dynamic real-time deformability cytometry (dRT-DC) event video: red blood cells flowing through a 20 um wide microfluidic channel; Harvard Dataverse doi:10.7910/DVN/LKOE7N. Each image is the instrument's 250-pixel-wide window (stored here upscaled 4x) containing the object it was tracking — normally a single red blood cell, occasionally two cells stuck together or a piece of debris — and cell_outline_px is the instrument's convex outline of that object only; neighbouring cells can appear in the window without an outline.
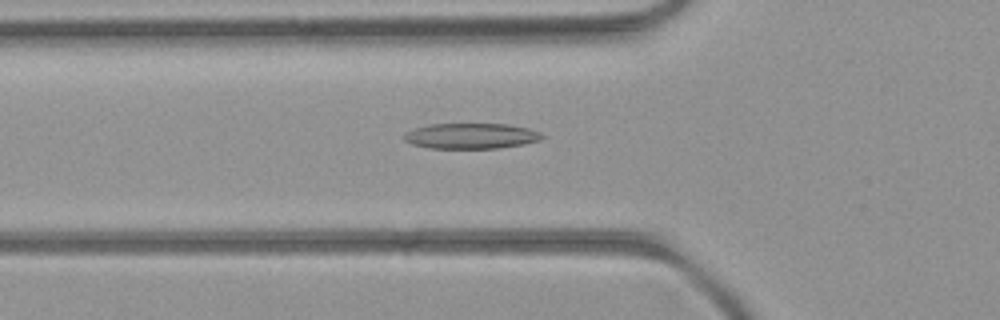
{"species": "common noctule bat (a hibernating species)", "species_latin": "Nyctalus noctula", "temperature_condition": "room temperature", "stored_images_in_passage": 35, "camera_frame_rate_fps": 3000, "um_per_image_px": 0.085, "animal": {"sex": "female", "body_mass_g": 21.9}, "frame": {"image": 1, "passage_image": 8, "time_ms": 2.333, "image_size_px": [1000, 320], "cell_outline_px": [[544, 136], [540, 140], [524, 144], [496, 148], [428, 148], [412, 144], [404, 140], [404, 132], [428, 124], [508, 124], [528, 128], [540, 132]], "centroid_in_image_um": [40.03, 11.55], "position_along_channel_um": 85.8, "area_um2": 20.52}}
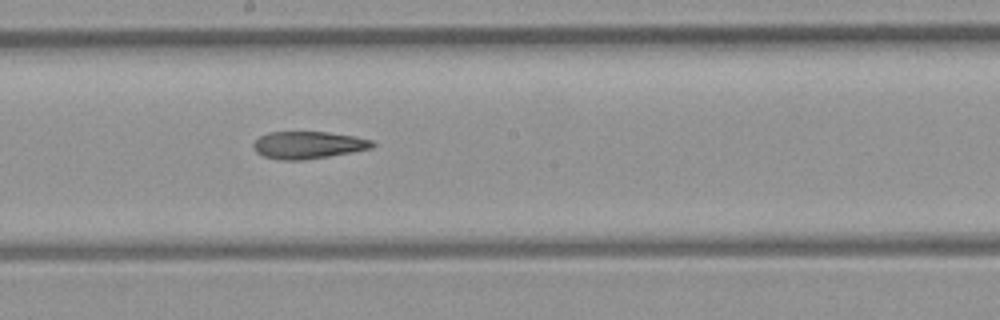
{"frame": {"image": 2, "passage_image": 18, "time_ms": 5.667, "image_size_px": [1000, 320], "cell_outline_px": [[376, 144], [372, 148], [352, 152], [304, 160], [280, 160], [264, 156], [256, 152], [252, 144], [260, 136], [268, 132], [328, 132], [352, 136], [372, 140]], "centroid_in_image_um": [26.18, 12.33], "position_along_channel_um": 222.0, "area_um2": 18.84}}
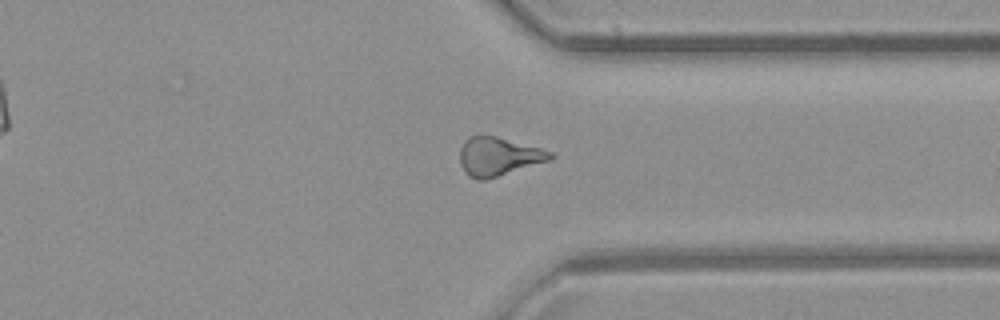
{"frame": {"image": 3, "passage_image": 29, "time_ms": 9.333, "image_size_px": [1000, 320], "cell_outline_px": [[556, 156], [548, 160], [484, 180], [476, 180], [468, 176], [464, 172], [460, 164], [460, 148], [464, 140], [468, 136], [496, 136], [540, 148], [552, 152]], "centroid_in_image_um": [42.31, 13.3], "position_along_channel_um": 369.1, "area_um2": 20.06}}